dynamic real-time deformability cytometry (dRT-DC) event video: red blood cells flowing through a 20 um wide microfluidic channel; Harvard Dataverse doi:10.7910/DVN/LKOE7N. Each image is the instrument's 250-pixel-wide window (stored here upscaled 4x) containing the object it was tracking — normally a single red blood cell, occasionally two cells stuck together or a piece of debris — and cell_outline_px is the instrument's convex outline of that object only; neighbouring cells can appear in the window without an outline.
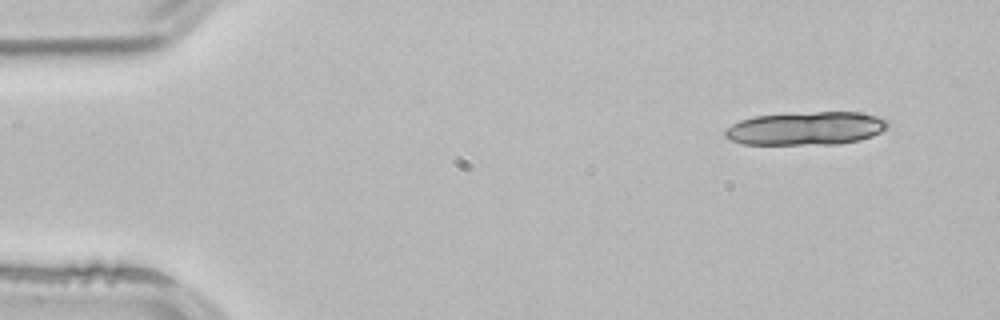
{"species": "common noctule bat (a hibernating species)", "species_latin": "Nyctalus noctula", "temperature_condition": "room temperature", "stored_images_in_passage": 3, "camera_frame_rate_fps": 3000, "um_per_image_px": 0.085, "animal": {"sex": "male", "body_mass_g": 21.5, "forearm_length_mm": 52.0}, "frame": {"image": 1, "passage_image": 1, "time_ms": 0.0, "image_size_px": [1000, 320], "cell_outline_px": [[888, 128], [872, 136], [860, 140], [840, 144], [744, 144], [732, 140], [724, 136], [724, 132], [732, 124], [740, 120], [756, 116], [816, 112], [860, 112], [876, 116], [888, 120]], "centroid_in_image_um": [68.55, 10.92], "position_along_channel_um": 16.4, "area_um2": 31.39}}